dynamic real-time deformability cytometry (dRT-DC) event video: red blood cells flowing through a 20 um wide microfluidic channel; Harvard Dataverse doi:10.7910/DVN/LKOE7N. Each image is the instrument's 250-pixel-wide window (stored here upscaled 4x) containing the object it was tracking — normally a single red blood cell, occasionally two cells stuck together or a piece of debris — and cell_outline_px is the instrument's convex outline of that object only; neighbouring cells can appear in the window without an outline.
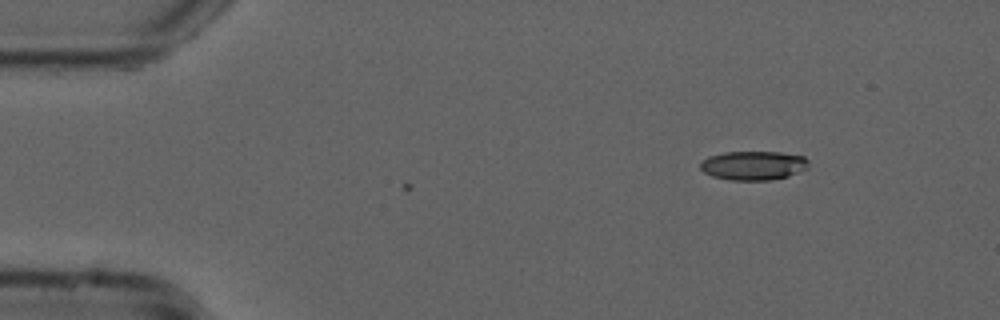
{"species": "common noctule bat (a hibernating species)", "species_latin": "Nyctalus noctula", "temperature_condition": "cold", "stored_images_in_passage": 3, "camera_frame_rate_fps": 3000, "um_per_image_px": 0.085, "animal": {"sex": "male", "forearm_length_mm": 52.5}, "frame": {"image": 1, "passage_image": 3, "time_ms": 0.667, "image_size_px": [1000, 320], "cell_outline_px": [[808, 168], [788, 176], [772, 180], [728, 180], [712, 176], [704, 172], [700, 168], [700, 164], [708, 156], [724, 152], [780, 152], [804, 156], [808, 160]], "centroid_in_image_um": [64.04, 14.07], "position_along_channel_um": 21.0, "area_um2": 18.38}}